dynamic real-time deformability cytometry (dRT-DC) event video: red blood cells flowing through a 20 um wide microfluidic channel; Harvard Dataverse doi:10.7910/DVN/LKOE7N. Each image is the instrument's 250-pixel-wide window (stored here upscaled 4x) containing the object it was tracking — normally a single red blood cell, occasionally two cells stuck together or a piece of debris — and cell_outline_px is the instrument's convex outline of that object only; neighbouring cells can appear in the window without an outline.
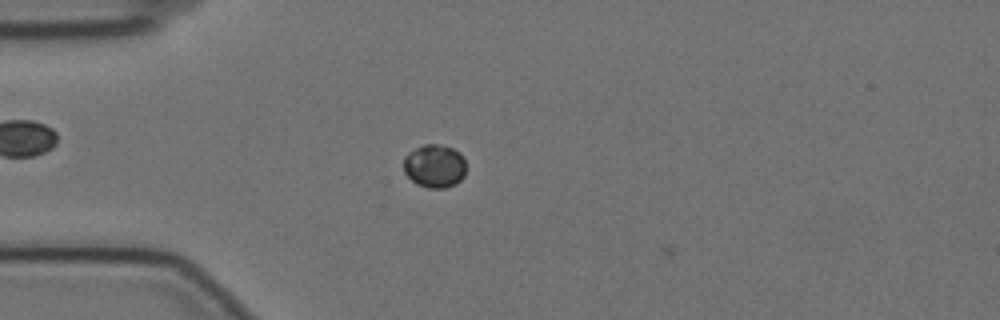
{"species": "Egyptian fruit bat (a non-hibernating species)", "species_latin": "Rousettus aegyptiacus", "temperature_condition": "cold", "stored_images_in_passage": 2, "camera_frame_rate_fps": 3000, "um_per_image_px": 0.085, "animal": {"sex": "female"}, "frame": {"image": 1, "passage_image": 1, "time_ms": 0.0, "image_size_px": [1000, 320], "cell_outline_px": [[464, 176], [456, 184], [444, 188], [428, 188], [416, 184], [404, 172], [404, 156], [408, 152], [424, 144], [436, 144], [452, 148], [460, 152], [464, 156]], "centroid_in_image_um": [36.93, 14.11], "position_along_channel_um": 48.1, "area_um2": 15.78}}